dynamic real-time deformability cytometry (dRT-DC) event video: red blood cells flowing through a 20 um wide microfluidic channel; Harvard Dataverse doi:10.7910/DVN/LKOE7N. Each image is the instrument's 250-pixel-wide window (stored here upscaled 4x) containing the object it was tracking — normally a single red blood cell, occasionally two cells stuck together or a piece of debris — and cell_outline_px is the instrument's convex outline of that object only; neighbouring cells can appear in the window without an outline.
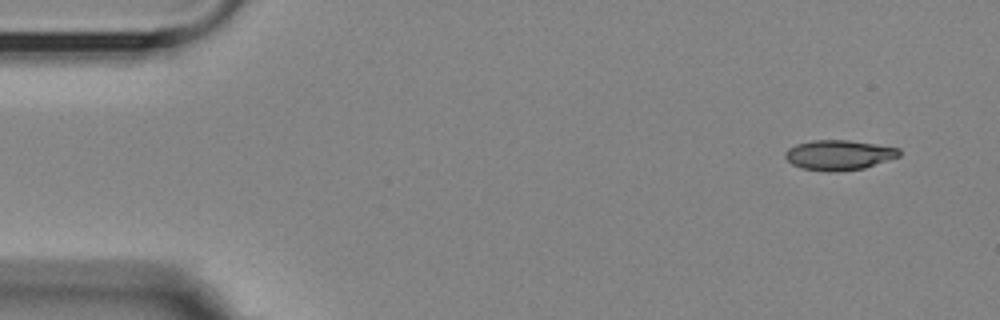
{"species": "Egyptian fruit bat (a non-hibernating species)", "species_latin": "Rousettus aegyptiacus", "temperature_condition": "room temperature", "stored_images_in_passage": 4, "camera_frame_rate_fps": 3000, "um_per_image_px": 0.085, "animal": {"sex": "female"}, "frame": {"image": 1, "passage_image": 1, "time_ms": 0.0, "image_size_px": [1000, 320], "cell_outline_px": [[900, 156], [864, 168], [828, 172], [800, 168], [792, 164], [784, 156], [784, 152], [788, 148], [796, 144], [812, 140], [848, 140], [876, 144], [900, 148]], "centroid_in_image_um": [71.28, 13.17], "position_along_channel_um": 13.7, "area_um2": 19.94}}
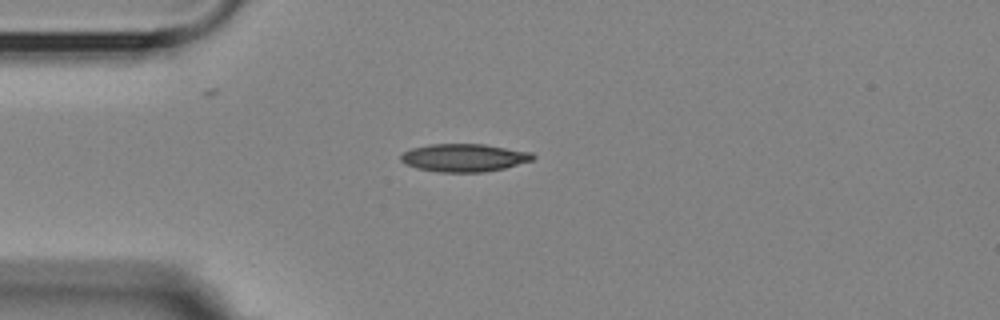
{"frame": {"image": 2, "passage_image": 4, "time_ms": 3.333, "image_size_px": [1000, 320], "cell_outline_px": [[536, 156], [532, 160], [504, 168], [484, 172], [440, 172], [416, 168], [404, 164], [400, 160], [400, 156], [404, 152], [412, 148], [428, 144], [484, 144], [532, 152]], "centroid_in_image_um": [39.43, 13.4], "position_along_channel_um": 45.6, "area_um2": 21.5}}